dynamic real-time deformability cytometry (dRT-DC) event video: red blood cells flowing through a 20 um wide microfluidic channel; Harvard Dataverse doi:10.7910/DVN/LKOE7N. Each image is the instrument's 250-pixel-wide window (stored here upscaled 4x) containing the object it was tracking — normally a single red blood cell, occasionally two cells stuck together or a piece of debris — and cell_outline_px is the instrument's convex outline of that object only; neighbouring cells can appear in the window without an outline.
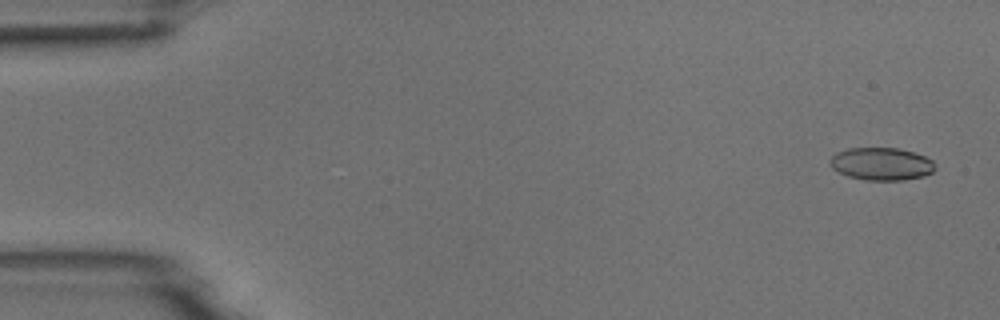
{"species": "common noctule bat (a hibernating species)", "species_latin": "Nyctalus noctula", "temperature_condition": "room temperature", "stored_images_in_passage": 7, "camera_frame_rate_fps": 3000, "um_per_image_px": 0.085, "animal": {"sex": "male", "body_mass_g": 18.8}, "frame": {"image": 1, "passage_image": 1, "time_ms": 0.0, "image_size_px": [1000, 320], "cell_outline_px": [[936, 168], [932, 172], [924, 176], [904, 180], [864, 180], [848, 176], [832, 168], [828, 160], [836, 152], [848, 148], [896, 148], [912, 152], [924, 156], [932, 160], [936, 164]], "centroid_in_image_um": [74.92, 13.93], "position_along_channel_um": 10.1, "area_um2": 20.06}}
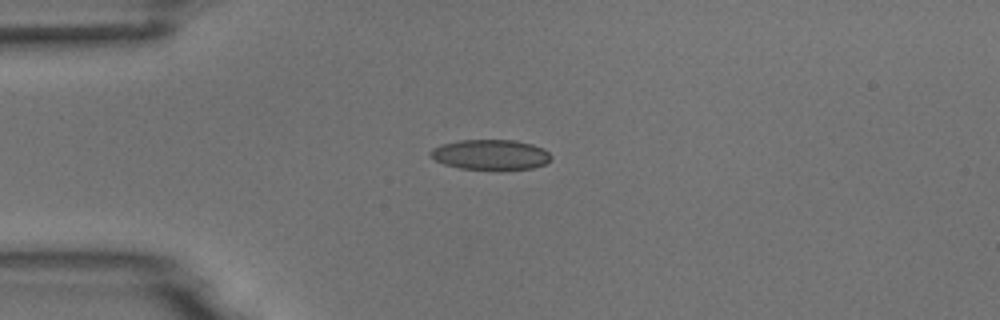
{"frame": {"image": 2, "passage_image": 4, "time_ms": 3.667, "image_size_px": [1000, 320], "cell_outline_px": [[552, 156], [544, 164], [532, 168], [460, 168], [444, 164], [436, 160], [428, 152], [432, 148], [440, 144], [460, 140], [512, 140], [532, 144], [544, 148]], "centroid_in_image_um": [41.67, 13.11], "position_along_channel_um": 43.3, "area_um2": 20.75}}